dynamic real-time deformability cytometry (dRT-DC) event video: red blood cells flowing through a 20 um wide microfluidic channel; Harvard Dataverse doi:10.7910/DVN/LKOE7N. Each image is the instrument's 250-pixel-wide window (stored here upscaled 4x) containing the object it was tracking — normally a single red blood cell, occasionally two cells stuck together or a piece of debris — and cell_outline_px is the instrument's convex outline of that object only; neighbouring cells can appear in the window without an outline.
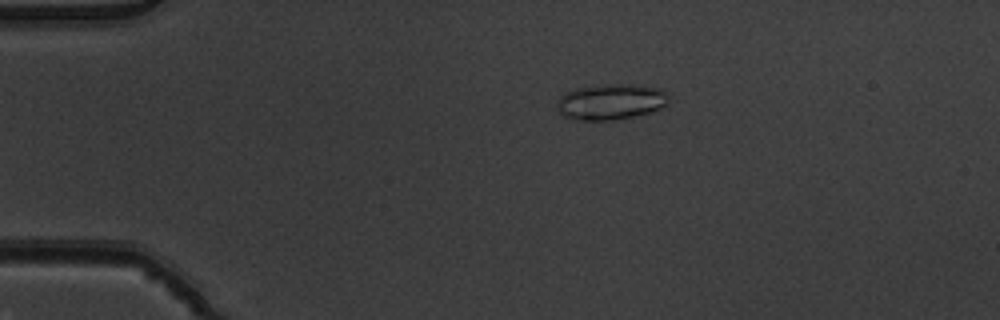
{"species": "common noctule bat (a hibernating species)", "species_latin": "Nyctalus noctula", "temperature_condition": "warm", "stored_images_in_passage": 5, "camera_frame_rate_fps": 3000, "um_per_image_px": 0.085, "animal": {"sex": "male", "body_mass_g": 19.5, "forearm_length_mm": 54.6}, "frame": {"image": 1, "passage_image": 3, "time_ms": 0.667, "image_size_px": [1000, 320], "cell_outline_px": [[668, 104], [652, 112], [612, 120], [572, 120], [564, 116], [556, 108], [556, 104], [560, 96], [564, 92], [576, 88], [612, 84], [644, 84], [660, 88], [668, 96]], "centroid_in_image_um": [51.92, 8.64], "position_along_channel_um": 33.1, "area_um2": 23.52}}
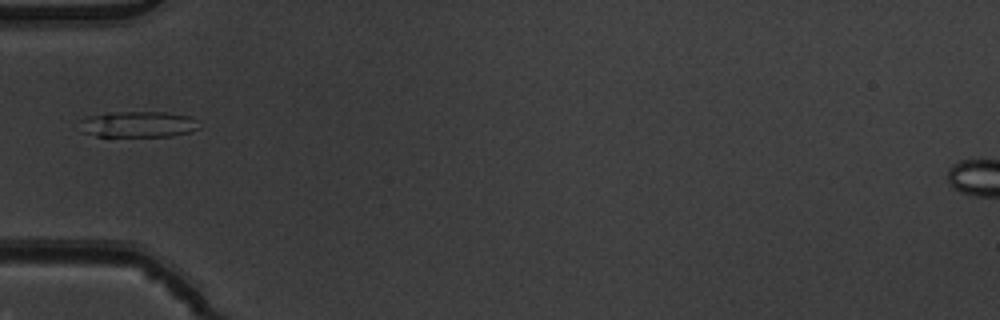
{"frame": {"image": 2, "passage_image": 5, "time_ms": 1.333, "image_size_px": [1000, 320], "cell_outline_px": [[200, 128], [192, 132], [172, 136], [96, 136], [80, 132], [76, 120], [88, 116], [108, 112], [168, 112], [192, 116]], "centroid_in_image_um": [11.67, 10.56], "position_along_channel_um": 73.3, "area_um2": 18.61}}